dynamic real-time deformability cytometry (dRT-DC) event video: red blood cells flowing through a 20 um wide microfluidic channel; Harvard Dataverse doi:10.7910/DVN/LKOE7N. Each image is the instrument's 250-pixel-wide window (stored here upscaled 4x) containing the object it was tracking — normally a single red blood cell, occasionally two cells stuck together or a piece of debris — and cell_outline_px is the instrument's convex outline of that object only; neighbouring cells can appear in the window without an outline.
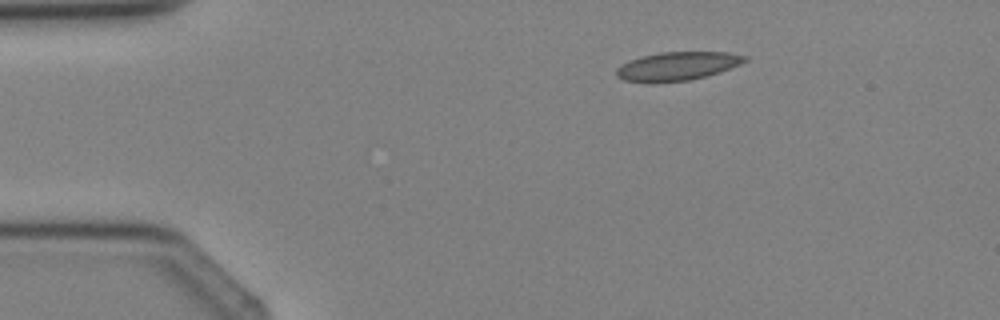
{"species": "Egyptian fruit bat (a non-hibernating species)", "species_latin": "Rousettus aegyptiacus", "temperature_condition": "cold", "stored_images_in_passage": 3, "camera_frame_rate_fps": 3000, "um_per_image_px": 0.085, "animal": {"sex": "female"}, "frame": {"image": 1, "passage_image": 1, "time_ms": 0.0, "image_size_px": [1000, 320], "cell_outline_px": [[748, 60], [740, 64], [720, 72], [692, 80], [652, 84], [624, 80], [616, 76], [616, 68], [620, 64], [628, 60], [660, 52], [728, 52], [748, 56]], "centroid_in_image_um": [57.55, 5.64], "position_along_channel_um": 27.5, "area_um2": 21.79}}